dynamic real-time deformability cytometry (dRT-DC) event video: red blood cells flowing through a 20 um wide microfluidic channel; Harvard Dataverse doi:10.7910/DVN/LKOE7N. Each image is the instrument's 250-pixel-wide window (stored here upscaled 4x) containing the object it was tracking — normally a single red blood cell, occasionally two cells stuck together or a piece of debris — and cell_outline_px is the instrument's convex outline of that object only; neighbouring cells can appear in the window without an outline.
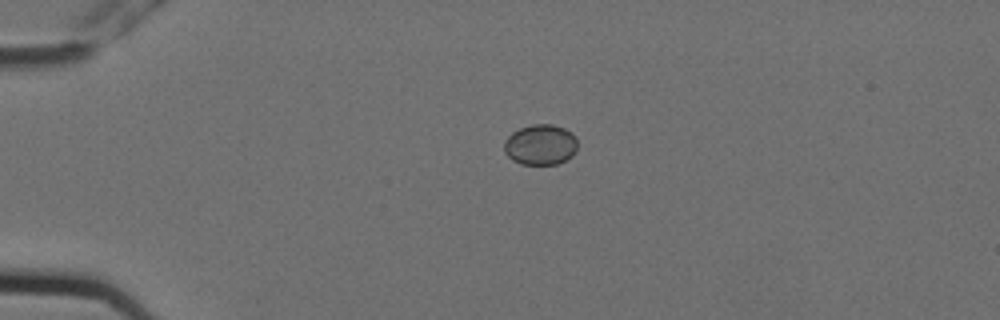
{"species": "Egyptian fruit bat (a non-hibernating species)", "species_latin": "Rousettus aegyptiacus", "temperature_condition": "cold", "stored_images_in_passage": 3, "camera_frame_rate_fps": 3000, "um_per_image_px": 0.085, "animal": {"sex": "female"}, "frame": {"image": 1, "passage_image": 1, "time_ms": 0.0, "image_size_px": [1000, 320], "cell_outline_px": [[576, 152], [572, 156], [556, 164], [520, 164], [512, 160], [504, 152], [504, 140], [512, 132], [520, 128], [532, 124], [552, 124], [564, 128], [572, 132], [576, 140]], "centroid_in_image_um": [45.92, 12.29], "position_along_channel_um": 39.1, "area_um2": 17.4}}
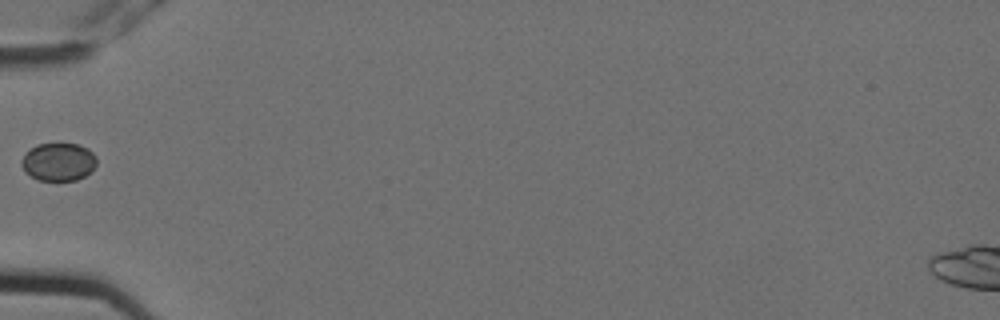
{"frame": {"image": 2, "passage_image": 3, "time_ms": 0.667, "image_size_px": [1000, 320], "cell_outline_px": [[96, 164], [92, 172], [76, 180], [40, 180], [24, 172], [20, 164], [20, 160], [24, 152], [36, 144], [60, 140], [80, 144], [88, 148], [96, 156]], "centroid_in_image_um": [4.95, 13.69], "position_along_channel_um": 80.0, "area_um2": 17.51}}